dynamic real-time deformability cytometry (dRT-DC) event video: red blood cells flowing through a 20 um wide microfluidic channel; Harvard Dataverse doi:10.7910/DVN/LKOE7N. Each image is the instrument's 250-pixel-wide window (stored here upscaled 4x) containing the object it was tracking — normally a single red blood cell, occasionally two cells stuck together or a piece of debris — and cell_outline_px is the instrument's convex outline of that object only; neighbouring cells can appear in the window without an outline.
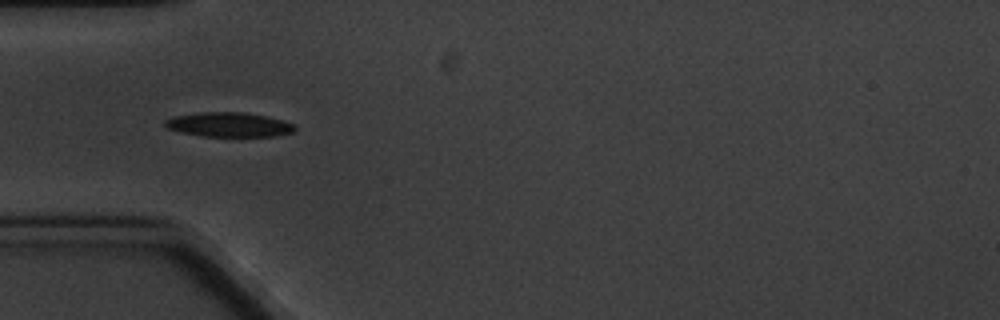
{"species": "common noctule bat (a hibernating species)", "species_latin": "Nyctalus noctula", "temperature_condition": "cold", "stored_images_in_passage": 5, "camera_frame_rate_fps": 3000, "um_per_image_px": 0.085, "animal": {"sex": "male", "body_mass_g": 20.1, "forearm_length_mm": 53.5}, "frame": {"image": 1, "passage_image": 4, "time_ms": 4.333, "image_size_px": [1000, 320], "cell_outline_px": [[296, 128], [292, 132], [272, 136], [200, 136], [164, 128], [164, 120], [176, 116], [196, 112], [244, 112], [268, 116], [292, 124]], "centroid_in_image_um": [19.39, 10.58], "position_along_channel_um": 65.6, "area_um2": 18.44}}